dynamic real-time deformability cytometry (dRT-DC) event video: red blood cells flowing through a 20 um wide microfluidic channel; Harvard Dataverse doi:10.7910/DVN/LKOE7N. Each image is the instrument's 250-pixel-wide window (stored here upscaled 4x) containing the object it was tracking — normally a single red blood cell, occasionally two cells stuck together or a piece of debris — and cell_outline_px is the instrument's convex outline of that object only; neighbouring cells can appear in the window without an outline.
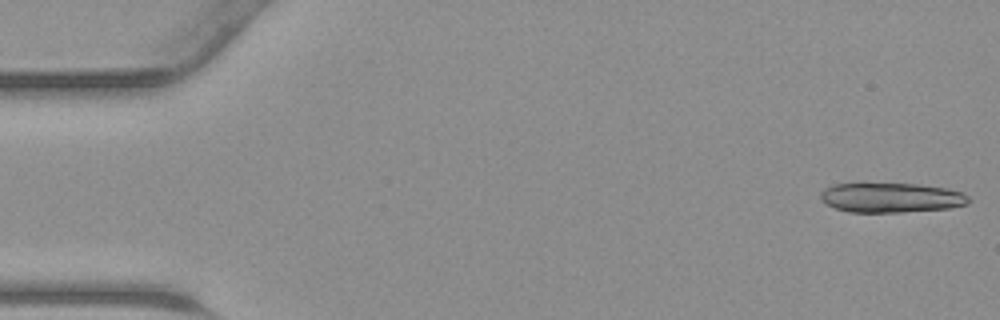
{"species": "common noctule bat (a hibernating species)", "species_latin": "Nyctalus noctula", "temperature_condition": "warm", "stored_images_in_passage": 12, "camera_frame_rate_fps": 3000, "um_per_image_px": 0.085, "animal": {"sex": "male", "body_mass_g": 23.1, "forearm_length_mm": 52.7}, "frame": {"image": 1, "passage_image": 1, "time_ms": 0.0, "image_size_px": [1000, 320], "cell_outline_px": [[972, 200], [968, 204], [948, 208], [900, 212], [848, 212], [836, 208], [820, 200], [820, 192], [824, 188], [832, 184], [920, 184], [948, 188], [964, 192]], "centroid_in_image_um": [75.78, 16.8], "position_along_channel_um": 9.2, "area_um2": 25.72}}